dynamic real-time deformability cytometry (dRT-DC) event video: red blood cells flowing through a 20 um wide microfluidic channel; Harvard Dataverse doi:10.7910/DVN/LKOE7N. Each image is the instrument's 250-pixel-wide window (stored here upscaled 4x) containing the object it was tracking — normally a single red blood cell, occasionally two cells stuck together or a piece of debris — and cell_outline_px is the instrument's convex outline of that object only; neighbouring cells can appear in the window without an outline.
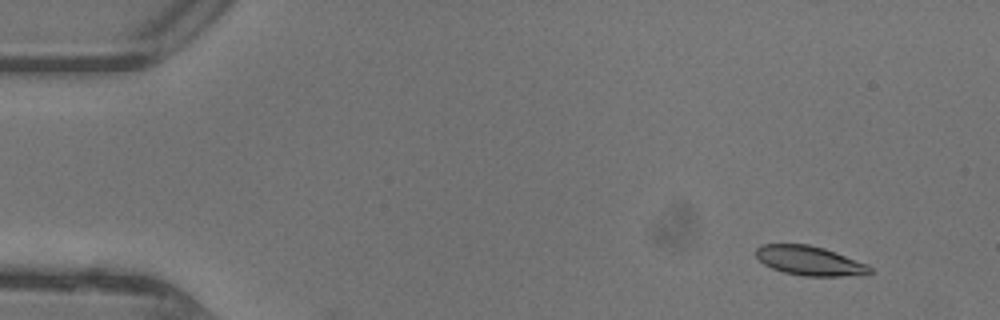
{"species": "common noctule bat (a hibernating species)", "species_latin": "Nyctalus noctula", "temperature_condition": "warm", "stored_images_in_passage": 6, "camera_frame_rate_fps": 3000, "um_per_image_px": 0.085, "animal": {"sex": "female"}, "frame": {"image": 1, "passage_image": 5, "time_ms": 1.333, "image_size_px": [1000, 320], "cell_outline_px": [[872, 272], [864, 276], [804, 276], [784, 272], [772, 268], [764, 264], [756, 256], [756, 248], [760, 244], [808, 244], [824, 248], [836, 252], [868, 264], [872, 268]], "centroid_in_image_um": [68.86, 22.17], "position_along_channel_um": 16.1, "area_um2": 19.71}}